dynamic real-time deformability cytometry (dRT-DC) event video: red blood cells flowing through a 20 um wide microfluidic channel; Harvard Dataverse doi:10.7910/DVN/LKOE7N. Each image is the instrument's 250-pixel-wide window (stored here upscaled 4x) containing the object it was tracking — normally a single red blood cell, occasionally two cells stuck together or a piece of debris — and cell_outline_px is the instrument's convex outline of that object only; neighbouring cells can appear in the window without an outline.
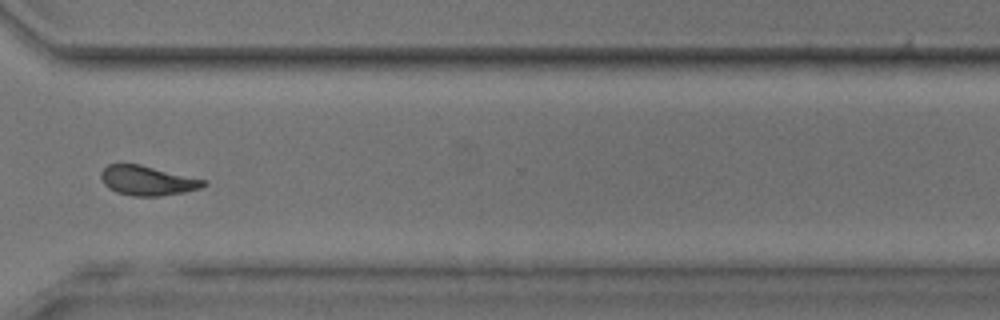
{"species": "common noctule bat (a hibernating species)", "species_latin": "Nyctalus noctula", "temperature_condition": "room temperature", "stored_images_in_passage": 35, "camera_frame_rate_fps": 3000, "um_per_image_px": 0.085, "animal": {"sex": "male", "body_mass_g": 17.9, "forearm_length_mm": 54.2}, "frame": {"image": 1, "passage_image": 25, "time_ms": 8.0, "image_size_px": [1000, 320], "cell_outline_px": [[208, 184], [200, 188], [184, 192], [160, 196], [132, 196], [116, 192], [108, 188], [104, 184], [100, 176], [100, 172], [108, 164], [140, 164], [208, 180]], "centroid_in_image_um": [12.54, 15.35], "position_along_channel_um": 358.1, "area_um2": 17.86}, "authors_computed_cell_mechanics": {"area_um2": 17.8602, "velocity_mm_per_s": 3.8534, "shape_relaxation_time_tau1_ms": 5.0154, "shape_relaxation_time_tau2_ms": 2.0611, "deformation_change_tau1": 0.1411, "deformation_change_tau2": 0.0948}}